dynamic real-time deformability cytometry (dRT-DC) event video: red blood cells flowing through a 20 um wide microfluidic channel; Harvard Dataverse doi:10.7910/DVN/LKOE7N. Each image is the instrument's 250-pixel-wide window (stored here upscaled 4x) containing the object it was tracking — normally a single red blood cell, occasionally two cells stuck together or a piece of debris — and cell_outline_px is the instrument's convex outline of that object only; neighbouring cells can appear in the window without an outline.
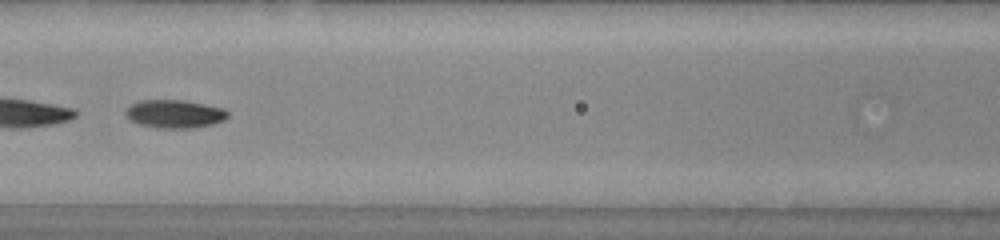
{"species": "common noctule bat (a hibernating species)", "species_latin": "Nyctalus noctula", "temperature_condition": "warm", "stored_images_in_passage": 51, "segment_of_instrument_passage": [2, 2], "camera_frame_rate_fps": 3000, "um_per_image_px": 0.085, "animal": {"sex": "male", "body_mass_g": 20.0, "forearm_length_mm": 53.3}, "frame": {"image": 1, "passage_image": 25, "time_ms": 8.0, "image_size_px": [1000, 240], "cell_outline_px": [[228, 116], [224, 120], [212, 124], [192, 128], [160, 128], [140, 124], [128, 120], [124, 116], [124, 112], [132, 104], [140, 100], [184, 100], [224, 108], [228, 112]], "centroid_in_image_um": [14.82, 9.68], "position_along_channel_um": 151.8, "area_um2": 16.82}}
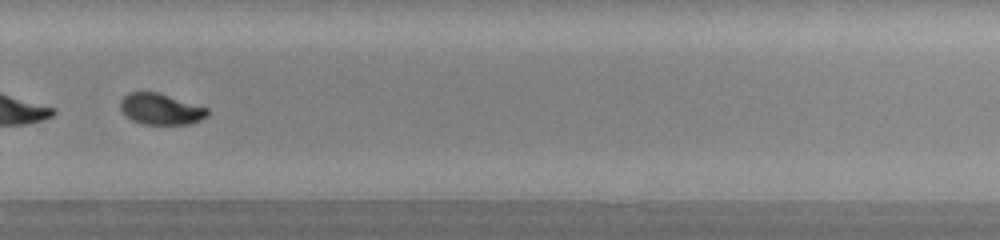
{"frame": {"image": 2, "passage_image": 37, "time_ms": 12.0, "image_size_px": [1000, 240], "cell_outline_px": [[208, 116], [200, 120], [188, 124], [140, 124], [124, 116], [120, 108], [120, 100], [128, 92], [160, 92], [208, 108]], "centroid_in_image_um": [13.64, 9.27], "position_along_channel_um": 316.2, "area_um2": 16.01}}